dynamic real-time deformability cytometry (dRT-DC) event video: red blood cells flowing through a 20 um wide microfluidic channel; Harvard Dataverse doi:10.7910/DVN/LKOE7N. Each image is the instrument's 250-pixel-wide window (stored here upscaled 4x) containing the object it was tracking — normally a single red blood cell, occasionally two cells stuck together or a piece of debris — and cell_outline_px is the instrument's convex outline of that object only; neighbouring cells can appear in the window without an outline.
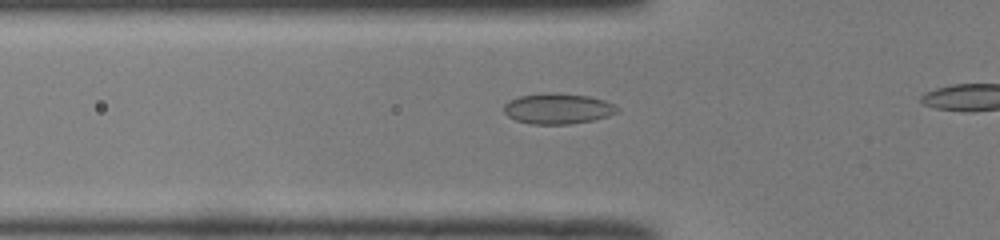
{"species": "common noctule bat (a hibernating species)", "species_latin": "Nyctalus noctula", "temperature_condition": "room temperature", "stored_images_in_passage": 23, "camera_frame_rate_fps": 3000, "um_per_image_px": 0.085, "animal": {"sex": "male", "body_mass_g": 19.0, "forearm_length_mm": 50.8}, "frame": {"image": 1, "passage_image": 9, "time_ms": 2.667, "image_size_px": [1000, 240], "cell_outline_px": [[620, 112], [608, 116], [592, 120], [572, 124], [532, 124], [516, 120], [508, 116], [504, 112], [504, 104], [508, 100], [520, 96], [544, 92], [560, 92], [588, 96], [604, 100], [620, 108]], "centroid_in_image_um": [47.42, 9.22], "position_along_channel_um": 78.4, "area_um2": 20.46}}
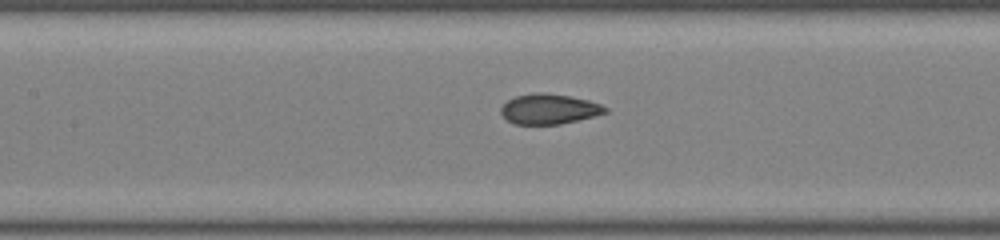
{"frame": {"image": 2, "passage_image": 15, "time_ms": 4.667, "image_size_px": [1000, 240], "cell_outline_px": [[608, 112], [560, 124], [516, 124], [508, 120], [500, 112], [500, 108], [508, 100], [516, 96], [536, 92], [544, 92], [568, 96], [588, 100], [600, 104], [608, 108]], "centroid_in_image_um": [46.66, 9.26], "position_along_channel_um": 160.7, "area_um2": 18.09}}
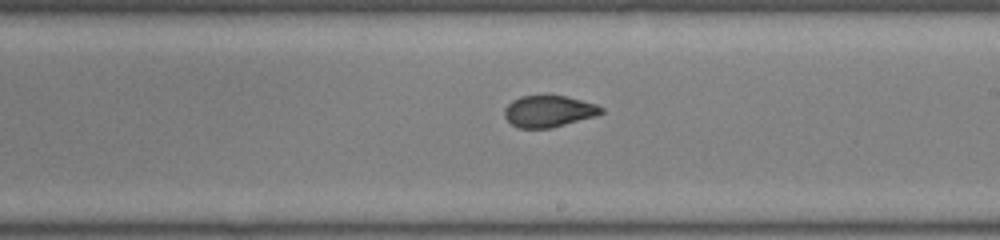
{"frame": {"image": 3, "passage_image": 21, "time_ms": 6.667, "image_size_px": [1000, 240], "cell_outline_px": [[604, 112], [596, 116], [552, 128], [520, 128], [512, 124], [504, 116], [504, 108], [512, 100], [520, 96], [564, 96], [596, 104], [604, 108]], "centroid_in_image_um": [46.64, 9.46], "position_along_channel_um": 242.4, "area_um2": 17.74}}